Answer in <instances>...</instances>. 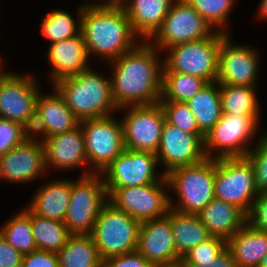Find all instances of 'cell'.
<instances>
[{"label":"cell","instance_id":"cell-1","mask_svg":"<svg viewBox=\"0 0 267 267\" xmlns=\"http://www.w3.org/2000/svg\"><path fill=\"white\" fill-rule=\"evenodd\" d=\"M160 52L149 41H141L133 49L109 64L112 95L117 107L151 105L160 102L162 95L163 61Z\"/></svg>","mask_w":267,"mask_h":267},{"label":"cell","instance_id":"cell-2","mask_svg":"<svg viewBox=\"0 0 267 267\" xmlns=\"http://www.w3.org/2000/svg\"><path fill=\"white\" fill-rule=\"evenodd\" d=\"M83 5L81 32L89 58L96 54L109 63L140 42L125 9Z\"/></svg>","mask_w":267,"mask_h":267},{"label":"cell","instance_id":"cell-3","mask_svg":"<svg viewBox=\"0 0 267 267\" xmlns=\"http://www.w3.org/2000/svg\"><path fill=\"white\" fill-rule=\"evenodd\" d=\"M53 85L80 122L107 117L113 111H119L112 95L111 78L92 68L60 79Z\"/></svg>","mask_w":267,"mask_h":267},{"label":"cell","instance_id":"cell-4","mask_svg":"<svg viewBox=\"0 0 267 267\" xmlns=\"http://www.w3.org/2000/svg\"><path fill=\"white\" fill-rule=\"evenodd\" d=\"M216 159L205 158L193 165L180 166L165 177L169 190L176 191L179 201L169 196L170 208L185 214H198L215 198ZM175 204V205H174Z\"/></svg>","mask_w":267,"mask_h":267},{"label":"cell","instance_id":"cell-5","mask_svg":"<svg viewBox=\"0 0 267 267\" xmlns=\"http://www.w3.org/2000/svg\"><path fill=\"white\" fill-rule=\"evenodd\" d=\"M228 34L215 29L207 38L186 42L165 49L162 72H177L216 82L218 74V52L221 41ZM168 51V52H166Z\"/></svg>","mask_w":267,"mask_h":267},{"label":"cell","instance_id":"cell-6","mask_svg":"<svg viewBox=\"0 0 267 267\" xmlns=\"http://www.w3.org/2000/svg\"><path fill=\"white\" fill-rule=\"evenodd\" d=\"M141 222L106 202L91 233L103 261L135 252Z\"/></svg>","mask_w":267,"mask_h":267},{"label":"cell","instance_id":"cell-7","mask_svg":"<svg viewBox=\"0 0 267 267\" xmlns=\"http://www.w3.org/2000/svg\"><path fill=\"white\" fill-rule=\"evenodd\" d=\"M85 170L72 181L70 202L64 224L71 235H91L102 206L108 201L100 173Z\"/></svg>","mask_w":267,"mask_h":267},{"label":"cell","instance_id":"cell-8","mask_svg":"<svg viewBox=\"0 0 267 267\" xmlns=\"http://www.w3.org/2000/svg\"><path fill=\"white\" fill-rule=\"evenodd\" d=\"M259 120V116L222 113L220 120L204 137L206 157L211 159L246 157L254 147L249 143L257 134Z\"/></svg>","mask_w":267,"mask_h":267},{"label":"cell","instance_id":"cell-9","mask_svg":"<svg viewBox=\"0 0 267 267\" xmlns=\"http://www.w3.org/2000/svg\"><path fill=\"white\" fill-rule=\"evenodd\" d=\"M215 199L236 205L245 214L259 194L250 159L233 157L216 159Z\"/></svg>","mask_w":267,"mask_h":267},{"label":"cell","instance_id":"cell-10","mask_svg":"<svg viewBox=\"0 0 267 267\" xmlns=\"http://www.w3.org/2000/svg\"><path fill=\"white\" fill-rule=\"evenodd\" d=\"M168 188L167 179L164 177L156 183L105 189L108 202L142 222L168 214L170 209Z\"/></svg>","mask_w":267,"mask_h":267},{"label":"cell","instance_id":"cell-11","mask_svg":"<svg viewBox=\"0 0 267 267\" xmlns=\"http://www.w3.org/2000/svg\"><path fill=\"white\" fill-rule=\"evenodd\" d=\"M213 30L186 0H174L161 27L148 41L162 51L178 44L210 37L215 32Z\"/></svg>","mask_w":267,"mask_h":267},{"label":"cell","instance_id":"cell-12","mask_svg":"<svg viewBox=\"0 0 267 267\" xmlns=\"http://www.w3.org/2000/svg\"><path fill=\"white\" fill-rule=\"evenodd\" d=\"M0 67V118L20 123L31 131L39 84L32 75L5 72Z\"/></svg>","mask_w":267,"mask_h":267},{"label":"cell","instance_id":"cell-13","mask_svg":"<svg viewBox=\"0 0 267 267\" xmlns=\"http://www.w3.org/2000/svg\"><path fill=\"white\" fill-rule=\"evenodd\" d=\"M116 120L110 115L80 122L87 161L94 173H101L126 149L121 120Z\"/></svg>","mask_w":267,"mask_h":267},{"label":"cell","instance_id":"cell-14","mask_svg":"<svg viewBox=\"0 0 267 267\" xmlns=\"http://www.w3.org/2000/svg\"><path fill=\"white\" fill-rule=\"evenodd\" d=\"M126 108L128 113L121 119L125 148L156 154L165 122L161 104L126 106L119 112Z\"/></svg>","mask_w":267,"mask_h":267},{"label":"cell","instance_id":"cell-15","mask_svg":"<svg viewBox=\"0 0 267 267\" xmlns=\"http://www.w3.org/2000/svg\"><path fill=\"white\" fill-rule=\"evenodd\" d=\"M157 165L155 153L126 148L100 174L105 188L140 186L159 182L165 177L163 173L160 177L156 174Z\"/></svg>","mask_w":267,"mask_h":267},{"label":"cell","instance_id":"cell-16","mask_svg":"<svg viewBox=\"0 0 267 267\" xmlns=\"http://www.w3.org/2000/svg\"><path fill=\"white\" fill-rule=\"evenodd\" d=\"M204 134L184 132L165 120L156 153L158 164H164L163 174L180 167L193 165L206 158Z\"/></svg>","mask_w":267,"mask_h":267},{"label":"cell","instance_id":"cell-17","mask_svg":"<svg viewBox=\"0 0 267 267\" xmlns=\"http://www.w3.org/2000/svg\"><path fill=\"white\" fill-rule=\"evenodd\" d=\"M42 141L29 136L21 144L0 156V180L26 183L46 175Z\"/></svg>","mask_w":267,"mask_h":267},{"label":"cell","instance_id":"cell-18","mask_svg":"<svg viewBox=\"0 0 267 267\" xmlns=\"http://www.w3.org/2000/svg\"><path fill=\"white\" fill-rule=\"evenodd\" d=\"M229 34L221 41L218 52L216 82L225 85L256 86L258 76L257 51L247 46L233 45Z\"/></svg>","mask_w":267,"mask_h":267},{"label":"cell","instance_id":"cell-19","mask_svg":"<svg viewBox=\"0 0 267 267\" xmlns=\"http://www.w3.org/2000/svg\"><path fill=\"white\" fill-rule=\"evenodd\" d=\"M136 251L152 265L181 259L174 242L170 209L168 214L161 218L141 222Z\"/></svg>","mask_w":267,"mask_h":267},{"label":"cell","instance_id":"cell-20","mask_svg":"<svg viewBox=\"0 0 267 267\" xmlns=\"http://www.w3.org/2000/svg\"><path fill=\"white\" fill-rule=\"evenodd\" d=\"M54 88V93L42 95L39 93L36 101L35 120L29 135L42 138L67 132L80 125L71 109L67 106L65 99ZM38 135V137H36Z\"/></svg>","mask_w":267,"mask_h":267},{"label":"cell","instance_id":"cell-21","mask_svg":"<svg viewBox=\"0 0 267 267\" xmlns=\"http://www.w3.org/2000/svg\"><path fill=\"white\" fill-rule=\"evenodd\" d=\"M44 147L46 171L53 167L63 171L88 166L84 135L81 125L73 130L59 133L45 139L40 138Z\"/></svg>","mask_w":267,"mask_h":267},{"label":"cell","instance_id":"cell-22","mask_svg":"<svg viewBox=\"0 0 267 267\" xmlns=\"http://www.w3.org/2000/svg\"><path fill=\"white\" fill-rule=\"evenodd\" d=\"M51 83L77 75L90 68L89 56L82 32L78 35L50 45L47 51Z\"/></svg>","mask_w":267,"mask_h":267},{"label":"cell","instance_id":"cell-23","mask_svg":"<svg viewBox=\"0 0 267 267\" xmlns=\"http://www.w3.org/2000/svg\"><path fill=\"white\" fill-rule=\"evenodd\" d=\"M226 243L237 267H259L267 254V232L247 222Z\"/></svg>","mask_w":267,"mask_h":267},{"label":"cell","instance_id":"cell-24","mask_svg":"<svg viewBox=\"0 0 267 267\" xmlns=\"http://www.w3.org/2000/svg\"><path fill=\"white\" fill-rule=\"evenodd\" d=\"M174 0H130L124 8L134 33L148 41L161 27Z\"/></svg>","mask_w":267,"mask_h":267},{"label":"cell","instance_id":"cell-25","mask_svg":"<svg viewBox=\"0 0 267 267\" xmlns=\"http://www.w3.org/2000/svg\"><path fill=\"white\" fill-rule=\"evenodd\" d=\"M72 179H55L40 186L30 205L35 214L64 222L70 202Z\"/></svg>","mask_w":267,"mask_h":267},{"label":"cell","instance_id":"cell-26","mask_svg":"<svg viewBox=\"0 0 267 267\" xmlns=\"http://www.w3.org/2000/svg\"><path fill=\"white\" fill-rule=\"evenodd\" d=\"M198 215L211 236L226 241L246 223V214L241 209L215 198Z\"/></svg>","mask_w":267,"mask_h":267},{"label":"cell","instance_id":"cell-27","mask_svg":"<svg viewBox=\"0 0 267 267\" xmlns=\"http://www.w3.org/2000/svg\"><path fill=\"white\" fill-rule=\"evenodd\" d=\"M170 223L177 254L182 258L211 237L198 214H185L170 208Z\"/></svg>","mask_w":267,"mask_h":267},{"label":"cell","instance_id":"cell-28","mask_svg":"<svg viewBox=\"0 0 267 267\" xmlns=\"http://www.w3.org/2000/svg\"><path fill=\"white\" fill-rule=\"evenodd\" d=\"M186 103L193 113L200 131L206 135L222 116L220 84L208 82Z\"/></svg>","mask_w":267,"mask_h":267},{"label":"cell","instance_id":"cell-29","mask_svg":"<svg viewBox=\"0 0 267 267\" xmlns=\"http://www.w3.org/2000/svg\"><path fill=\"white\" fill-rule=\"evenodd\" d=\"M56 254L59 267H103V260L91 235H71Z\"/></svg>","mask_w":267,"mask_h":267},{"label":"cell","instance_id":"cell-30","mask_svg":"<svg viewBox=\"0 0 267 267\" xmlns=\"http://www.w3.org/2000/svg\"><path fill=\"white\" fill-rule=\"evenodd\" d=\"M257 86H240L220 84V98L223 114L240 116H260L259 102L255 88Z\"/></svg>","mask_w":267,"mask_h":267},{"label":"cell","instance_id":"cell-31","mask_svg":"<svg viewBox=\"0 0 267 267\" xmlns=\"http://www.w3.org/2000/svg\"><path fill=\"white\" fill-rule=\"evenodd\" d=\"M30 218L38 250L57 253L71 236L64 222L37 215L31 209Z\"/></svg>","mask_w":267,"mask_h":267},{"label":"cell","instance_id":"cell-32","mask_svg":"<svg viewBox=\"0 0 267 267\" xmlns=\"http://www.w3.org/2000/svg\"><path fill=\"white\" fill-rule=\"evenodd\" d=\"M2 226L0 235L15 250L20 251L23 255L38 250L33 236L29 207L17 215L15 214Z\"/></svg>","mask_w":267,"mask_h":267},{"label":"cell","instance_id":"cell-33","mask_svg":"<svg viewBox=\"0 0 267 267\" xmlns=\"http://www.w3.org/2000/svg\"><path fill=\"white\" fill-rule=\"evenodd\" d=\"M83 12V5L77 12L78 22L67 11L54 9L48 12L43 18L41 32L50 44L68 40L81 32V15ZM77 22V24H76Z\"/></svg>","mask_w":267,"mask_h":267},{"label":"cell","instance_id":"cell-34","mask_svg":"<svg viewBox=\"0 0 267 267\" xmlns=\"http://www.w3.org/2000/svg\"><path fill=\"white\" fill-rule=\"evenodd\" d=\"M208 82L202 78L177 72H162L160 100L186 102Z\"/></svg>","mask_w":267,"mask_h":267},{"label":"cell","instance_id":"cell-35","mask_svg":"<svg viewBox=\"0 0 267 267\" xmlns=\"http://www.w3.org/2000/svg\"><path fill=\"white\" fill-rule=\"evenodd\" d=\"M214 29H221L226 25L229 14L234 7L235 0H186Z\"/></svg>","mask_w":267,"mask_h":267},{"label":"cell","instance_id":"cell-36","mask_svg":"<svg viewBox=\"0 0 267 267\" xmlns=\"http://www.w3.org/2000/svg\"><path fill=\"white\" fill-rule=\"evenodd\" d=\"M165 120L187 133L203 134L186 102L160 100Z\"/></svg>","mask_w":267,"mask_h":267},{"label":"cell","instance_id":"cell-37","mask_svg":"<svg viewBox=\"0 0 267 267\" xmlns=\"http://www.w3.org/2000/svg\"><path fill=\"white\" fill-rule=\"evenodd\" d=\"M227 248L226 240L211 236L187 252L182 259L187 265H203L212 267L214 260Z\"/></svg>","mask_w":267,"mask_h":267},{"label":"cell","instance_id":"cell-38","mask_svg":"<svg viewBox=\"0 0 267 267\" xmlns=\"http://www.w3.org/2000/svg\"><path fill=\"white\" fill-rule=\"evenodd\" d=\"M262 135L247 154L252 162L259 193L267 192V133L263 132Z\"/></svg>","mask_w":267,"mask_h":267},{"label":"cell","instance_id":"cell-39","mask_svg":"<svg viewBox=\"0 0 267 267\" xmlns=\"http://www.w3.org/2000/svg\"><path fill=\"white\" fill-rule=\"evenodd\" d=\"M29 131L20 123L0 118V156L28 138Z\"/></svg>","mask_w":267,"mask_h":267},{"label":"cell","instance_id":"cell-40","mask_svg":"<svg viewBox=\"0 0 267 267\" xmlns=\"http://www.w3.org/2000/svg\"><path fill=\"white\" fill-rule=\"evenodd\" d=\"M246 222L256 229L267 232V192L258 194L246 214Z\"/></svg>","mask_w":267,"mask_h":267},{"label":"cell","instance_id":"cell-41","mask_svg":"<svg viewBox=\"0 0 267 267\" xmlns=\"http://www.w3.org/2000/svg\"><path fill=\"white\" fill-rule=\"evenodd\" d=\"M21 267H59L55 252L36 250L23 255Z\"/></svg>","mask_w":267,"mask_h":267},{"label":"cell","instance_id":"cell-42","mask_svg":"<svg viewBox=\"0 0 267 267\" xmlns=\"http://www.w3.org/2000/svg\"><path fill=\"white\" fill-rule=\"evenodd\" d=\"M103 267H153V265L140 253L135 251L108 258L103 261Z\"/></svg>","mask_w":267,"mask_h":267},{"label":"cell","instance_id":"cell-43","mask_svg":"<svg viewBox=\"0 0 267 267\" xmlns=\"http://www.w3.org/2000/svg\"><path fill=\"white\" fill-rule=\"evenodd\" d=\"M23 254L0 235V267H21Z\"/></svg>","mask_w":267,"mask_h":267},{"label":"cell","instance_id":"cell-44","mask_svg":"<svg viewBox=\"0 0 267 267\" xmlns=\"http://www.w3.org/2000/svg\"><path fill=\"white\" fill-rule=\"evenodd\" d=\"M212 267H237L231 252L226 248L212 263Z\"/></svg>","mask_w":267,"mask_h":267},{"label":"cell","instance_id":"cell-45","mask_svg":"<svg viewBox=\"0 0 267 267\" xmlns=\"http://www.w3.org/2000/svg\"><path fill=\"white\" fill-rule=\"evenodd\" d=\"M130 0H105V1H101L99 2L98 0V3L96 2H90L88 3L87 5H90V6H94V7H102V8H121V9H124L128 3H129Z\"/></svg>","mask_w":267,"mask_h":267},{"label":"cell","instance_id":"cell-46","mask_svg":"<svg viewBox=\"0 0 267 267\" xmlns=\"http://www.w3.org/2000/svg\"><path fill=\"white\" fill-rule=\"evenodd\" d=\"M153 267H189L186 262L181 258L172 262L153 265Z\"/></svg>","mask_w":267,"mask_h":267},{"label":"cell","instance_id":"cell-47","mask_svg":"<svg viewBox=\"0 0 267 267\" xmlns=\"http://www.w3.org/2000/svg\"><path fill=\"white\" fill-rule=\"evenodd\" d=\"M260 4H259V7H258V16L260 17V20L261 18L263 19H267V0H260Z\"/></svg>","mask_w":267,"mask_h":267},{"label":"cell","instance_id":"cell-48","mask_svg":"<svg viewBox=\"0 0 267 267\" xmlns=\"http://www.w3.org/2000/svg\"><path fill=\"white\" fill-rule=\"evenodd\" d=\"M259 267H267V254L262 258Z\"/></svg>","mask_w":267,"mask_h":267},{"label":"cell","instance_id":"cell-49","mask_svg":"<svg viewBox=\"0 0 267 267\" xmlns=\"http://www.w3.org/2000/svg\"><path fill=\"white\" fill-rule=\"evenodd\" d=\"M189 267H209V266H203V265H188Z\"/></svg>","mask_w":267,"mask_h":267}]
</instances>
